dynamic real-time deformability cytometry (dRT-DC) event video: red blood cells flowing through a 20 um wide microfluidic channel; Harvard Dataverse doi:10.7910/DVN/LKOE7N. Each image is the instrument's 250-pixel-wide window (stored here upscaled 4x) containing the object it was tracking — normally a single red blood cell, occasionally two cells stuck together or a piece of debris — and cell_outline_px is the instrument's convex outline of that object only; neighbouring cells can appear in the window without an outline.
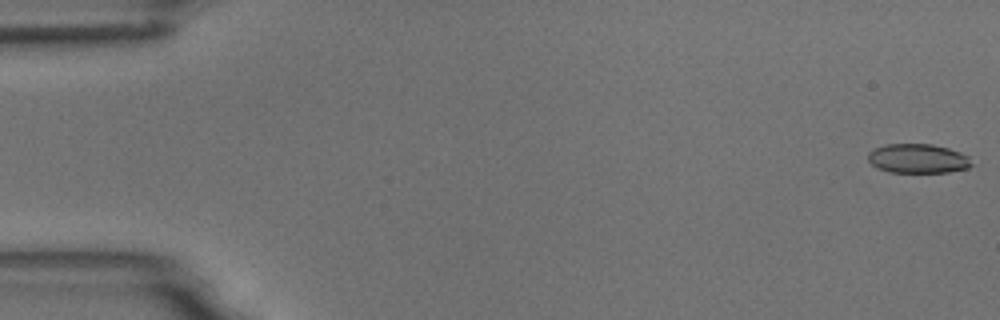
{"species": "common noctule bat (a hibernating species)", "species_latin": "Nyctalus noctula", "temperature_condition": "room temperature", "stored_images_in_passage": 55, "camera_frame_rate_fps": 3000, "um_per_image_px": 0.085, "animal": {"sex": "male", "body_mass_g": 18.8}, "frame": {"image": 1, "passage_image": 1, "time_ms": 0.0, "image_size_px": [1000, 320], "cell_outline_px": [[972, 164], [968, 168], [948, 172], [888, 172], [876, 168], [868, 160], [868, 152], [884, 144], [932, 144], [948, 148], [960, 152], [968, 156]], "centroid_in_image_um": [78.0, 13.48], "position_along_channel_um": 7.0, "area_um2": 17.69}}
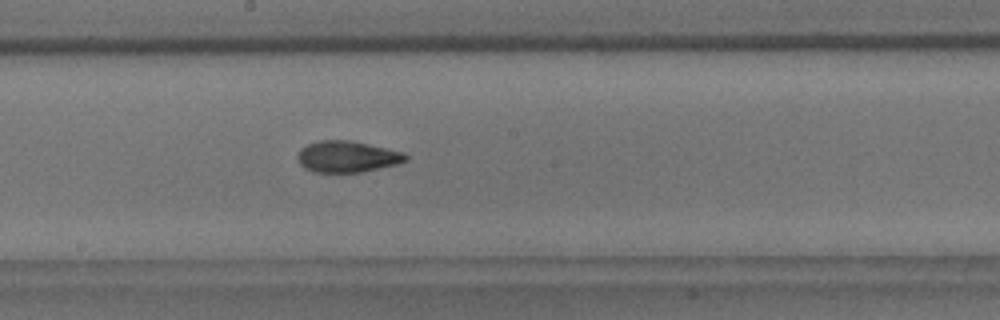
{"frame": {"image": 2, "passage_image": 30, "time_ms": 9.667, "image_size_px": [1000, 320], "cell_outline_px": [[408, 160], [396, 164], [360, 172], [312, 172], [304, 168], [300, 164], [296, 156], [300, 148], [316, 140], [348, 140], [368, 144], [400, 152], [408, 156]], "centroid_in_image_um": [29.43, 13.31], "position_along_channel_um": 218.8, "area_um2": 19.59}}
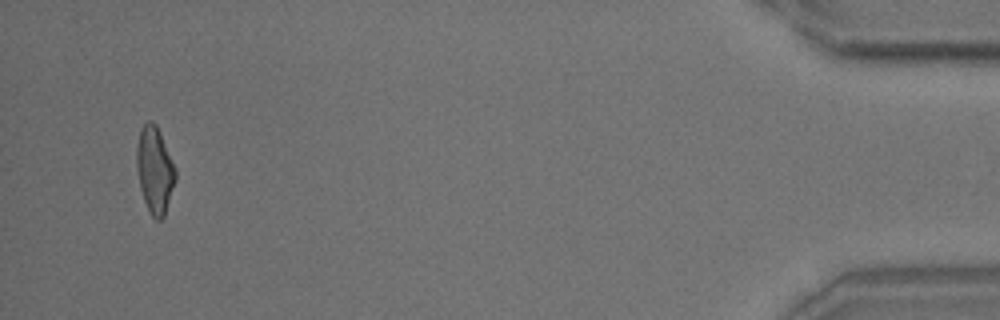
{"frame": {"image": 3, "passage_image": 53, "time_ms": 17.333, "image_size_px": [1000, 320], "cell_outline_px": [[176, 180], [164, 216], [160, 220], [156, 220], [152, 216], [144, 200], [140, 188], [136, 164], [136, 148], [140, 128], [148, 120], [152, 120], [156, 124], [160, 132], [176, 168]], "centroid_in_image_um": [13.15, 14.42], "position_along_channel_um": 422.0, "area_um2": 19.65}, "authors_computed_cell_mechanics": {"area_um2": 19.2474, "velocity_mm_per_s": 3.6896, "shape_relaxation_time_tau1_ms": 5.72, "shape_relaxation_time_tau2_ms": 2.4326, "deformation_change_tau1": 0.1618, "deformation_change_tau2": 0.0972}}